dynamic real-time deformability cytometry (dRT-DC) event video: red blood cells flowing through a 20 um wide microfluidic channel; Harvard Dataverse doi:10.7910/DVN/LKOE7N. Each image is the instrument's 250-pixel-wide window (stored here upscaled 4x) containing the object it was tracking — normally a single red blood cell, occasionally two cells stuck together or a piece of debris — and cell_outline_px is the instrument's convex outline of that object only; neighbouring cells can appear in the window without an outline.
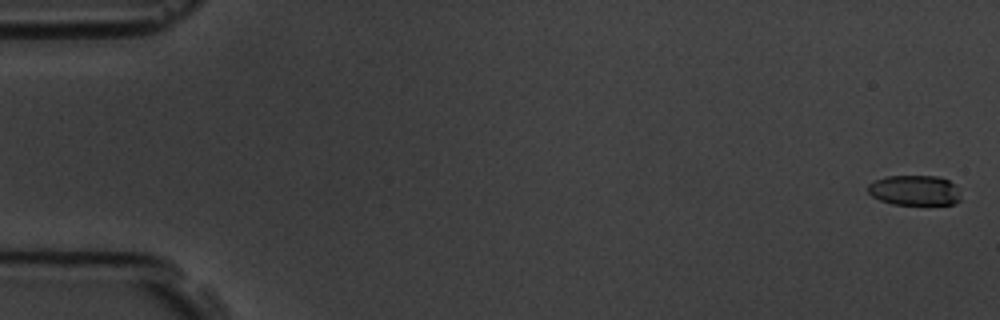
{"species": "common noctule bat (a hibernating species)", "species_latin": "Nyctalus noctula", "temperature_condition": "room temperature", "stored_images_in_passage": 4, "camera_frame_rate_fps": 3000, "um_per_image_px": 0.085, "animal": {"sex": "male", "body_mass_g": 19.5, "forearm_length_mm": 54.6}, "frame": {"image": 1, "passage_image": 1, "time_ms": 0.0, "image_size_px": [1000, 320], "cell_outline_px": [[960, 200], [956, 204], [892, 204], [880, 200], [872, 196], [868, 192], [868, 184], [876, 180], [888, 176], [936, 176], [948, 180], [952, 184]], "centroid_in_image_um": [77.68, 16.18], "position_along_channel_um": 7.3, "area_um2": 15.95}}